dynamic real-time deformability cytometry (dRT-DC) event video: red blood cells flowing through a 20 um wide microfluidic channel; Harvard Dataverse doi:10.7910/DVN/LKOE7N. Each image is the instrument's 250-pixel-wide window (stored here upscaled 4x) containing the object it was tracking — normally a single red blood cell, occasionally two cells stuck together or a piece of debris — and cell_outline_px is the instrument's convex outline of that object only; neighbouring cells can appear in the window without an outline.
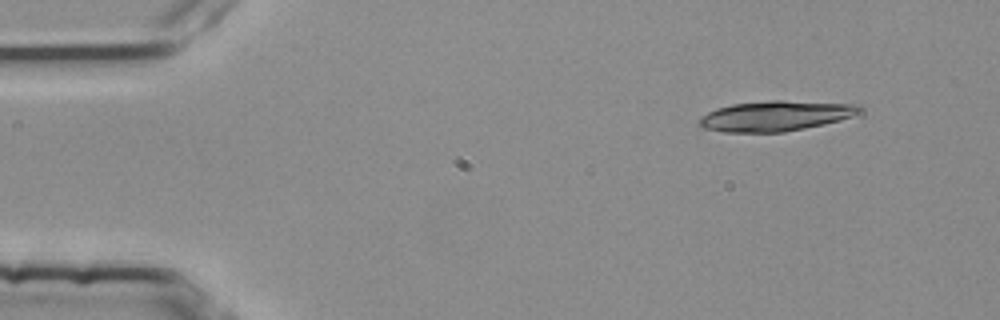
{"species": "common noctule bat (a hibernating species)", "species_latin": "Nyctalus noctula", "temperature_condition": "room temperature", "stored_images_in_passage": 3, "camera_frame_rate_fps": 3000, "um_per_image_px": 0.085, "animal": {"sex": "female", "body_mass_g": 25.1}, "frame": {"image": 1, "passage_image": 3, "time_ms": 0.667, "image_size_px": [1000, 320], "cell_outline_px": [[860, 112], [852, 116], [840, 120], [824, 124], [784, 132], [724, 132], [704, 128], [696, 120], [700, 116], [716, 108], [732, 104], [772, 100], [784, 100], [860, 104]], "centroid_in_image_um": [65.91, 9.84], "position_along_channel_um": 19.1, "area_um2": 28.32}}